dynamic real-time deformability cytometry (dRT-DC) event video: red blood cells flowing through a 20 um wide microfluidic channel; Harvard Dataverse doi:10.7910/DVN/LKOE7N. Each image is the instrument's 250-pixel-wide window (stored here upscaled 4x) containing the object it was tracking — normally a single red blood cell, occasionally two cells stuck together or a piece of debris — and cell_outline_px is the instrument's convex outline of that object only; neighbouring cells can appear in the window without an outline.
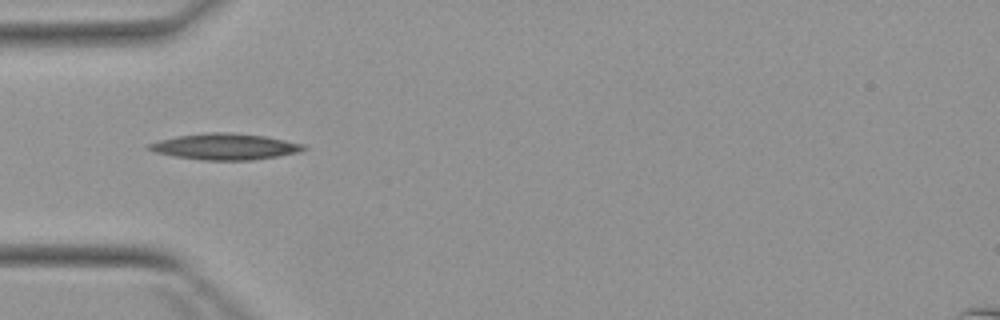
{"species": "Egyptian fruit bat (a non-hibernating species)", "species_latin": "Rousettus aegyptiacus", "temperature_condition": "warm", "stored_images_in_passage": 2, "camera_frame_rate_fps": 3000, "um_per_image_px": 0.085, "animal": {"sex": "female"}, "frame": {"image": 1, "passage_image": 1, "time_ms": 0.0, "image_size_px": [1000, 320], "cell_outline_px": [[308, 148], [296, 152], [280, 156], [252, 160], [200, 160], [176, 156], [156, 152], [144, 148], [148, 144], [160, 140], [176, 136], [212, 132], [220, 132], [264, 136], [304, 144]], "centroid_in_image_um": [19.11, 12.47], "position_along_channel_um": 65.9, "area_um2": 23.29}}
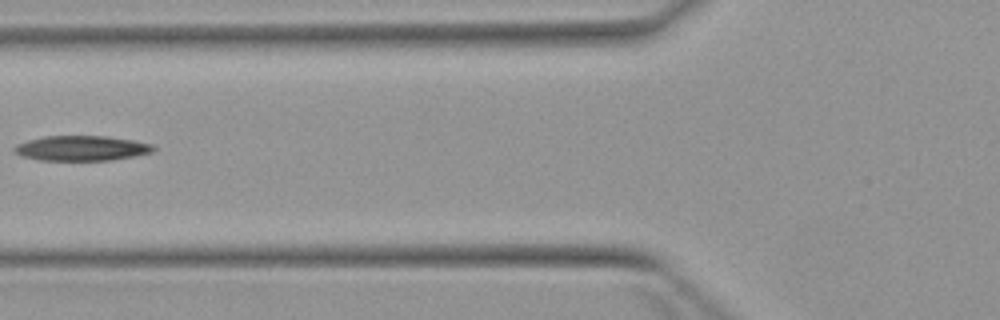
{"frame": {"image": 2, "passage_image": 2, "time_ms": 1.333, "image_size_px": [1000, 320], "cell_outline_px": [[156, 148], [152, 152], [112, 160], [40, 160], [20, 156], [12, 152], [12, 148], [16, 144], [28, 140], [44, 136], [108, 136], [132, 140], [152, 144]], "centroid_in_image_um": [6.87, 12.59], "position_along_channel_um": 118.9, "area_um2": 20.35}}